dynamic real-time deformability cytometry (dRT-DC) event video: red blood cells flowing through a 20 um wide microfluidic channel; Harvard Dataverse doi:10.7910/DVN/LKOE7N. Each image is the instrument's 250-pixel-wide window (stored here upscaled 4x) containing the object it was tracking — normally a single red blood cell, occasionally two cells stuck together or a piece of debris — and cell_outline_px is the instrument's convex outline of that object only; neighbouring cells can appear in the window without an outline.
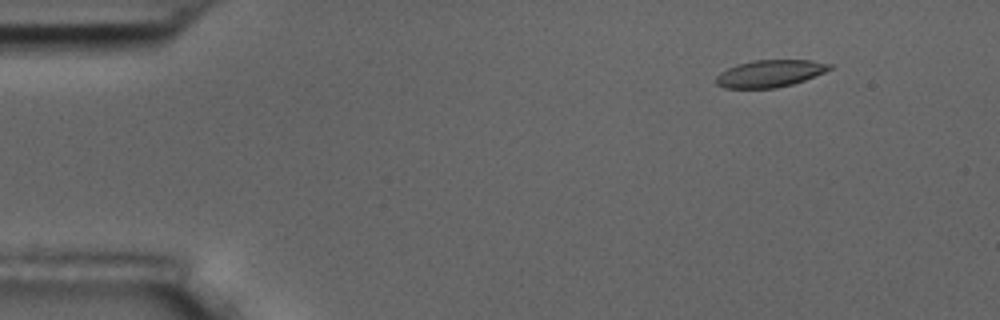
{"species": "common noctule bat (a hibernating species)", "species_latin": "Nyctalus noctula", "temperature_condition": "room temperature", "stored_images_in_passage": 4, "segment_of_instrument_passage": [2, 2], "camera_frame_rate_fps": 3000, "um_per_image_px": 0.085, "animal": {"sex": "male", "body_mass_g": 17.5, "forearm_length_mm": 52.3}, "frame": {"image": 1, "passage_image": 4, "time_ms": 4.333, "image_size_px": [1000, 320], "cell_outline_px": [[832, 68], [824, 72], [804, 80], [792, 84], [776, 88], [724, 88], [716, 84], [716, 76], [720, 72], [736, 64], [752, 60], [812, 60], [832, 64]], "centroid_in_image_um": [65.42, 6.24], "position_along_channel_um": 19.6, "area_um2": 17.98}}